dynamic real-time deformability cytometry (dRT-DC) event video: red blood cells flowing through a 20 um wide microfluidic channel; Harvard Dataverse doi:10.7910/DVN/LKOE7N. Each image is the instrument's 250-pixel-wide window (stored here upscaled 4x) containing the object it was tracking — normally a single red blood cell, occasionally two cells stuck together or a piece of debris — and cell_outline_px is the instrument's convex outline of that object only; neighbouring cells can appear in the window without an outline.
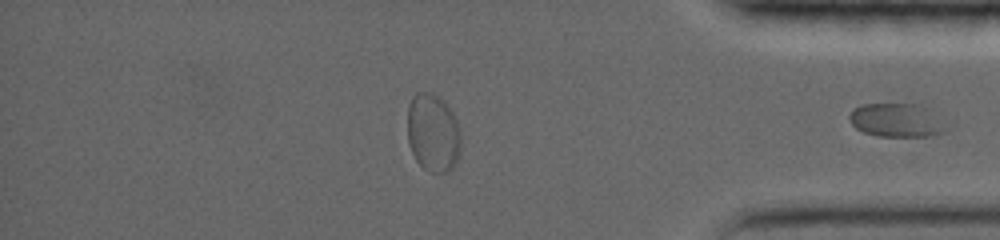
{"species": "common noctule bat (a hibernating species)", "species_latin": "Nyctalus noctula", "temperature_condition": "warm", "stored_images_in_passage": 40, "segment_of_instrument_passage": [2, 2], "camera_frame_rate_fps": 5000, "um_per_image_px": 0.085, "animal": {"sex": "female", "body_mass_g": 19.0, "forearm_length_mm": 56.7}, "frame": {"image": 1, "passage_image": 40, "time_ms": 11.4, "image_size_px": [1000, 240], "cell_outline_px": [[956, 120], [952, 128], [944, 132], [932, 136], [876, 136], [864, 132], [856, 128], [852, 124], [848, 116], [852, 108], [860, 104], [924, 104]], "centroid_in_image_um": [76.49, 10.2], "position_along_channel_um": 358.7, "area_um2": 20.63}}